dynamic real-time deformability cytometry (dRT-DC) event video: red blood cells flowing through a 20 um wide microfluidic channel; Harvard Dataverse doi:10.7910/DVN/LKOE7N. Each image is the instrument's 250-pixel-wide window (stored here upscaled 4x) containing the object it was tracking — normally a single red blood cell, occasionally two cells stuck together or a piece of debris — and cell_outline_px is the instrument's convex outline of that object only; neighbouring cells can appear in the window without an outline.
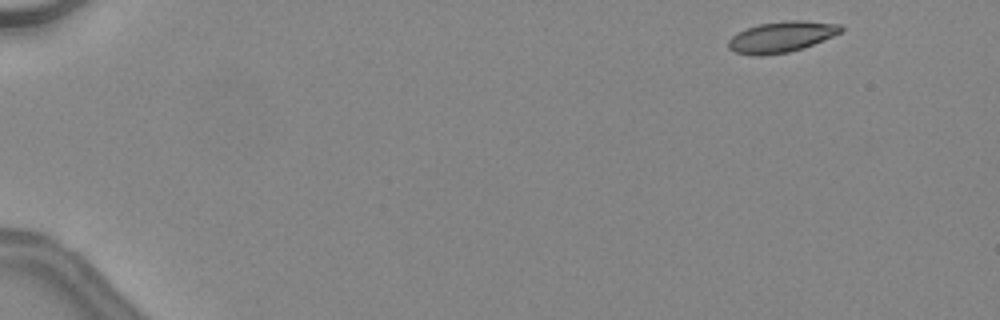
{"species": "common noctule bat (a hibernating species)", "species_latin": "Nyctalus noctula", "temperature_condition": "warm", "stored_images_in_passage": 12, "camera_frame_rate_fps": 3000, "um_per_image_px": 0.085, "animal": {"sex": "female", "body_mass_g": 24.6, "forearm_length_mm": 56.2}, "frame": {"image": 1, "passage_image": 2, "time_ms": 0.333, "image_size_px": [1000, 320], "cell_outline_px": [[844, 28], [840, 32], [832, 36], [812, 44], [788, 52], [764, 56], [752, 56], [736, 52], [728, 48], [728, 40], [736, 32], [760, 24], [788, 20], [804, 20], [840, 24]], "centroid_in_image_um": [66.38, 3.13], "position_along_channel_um": 18.6, "area_um2": 20.11}}